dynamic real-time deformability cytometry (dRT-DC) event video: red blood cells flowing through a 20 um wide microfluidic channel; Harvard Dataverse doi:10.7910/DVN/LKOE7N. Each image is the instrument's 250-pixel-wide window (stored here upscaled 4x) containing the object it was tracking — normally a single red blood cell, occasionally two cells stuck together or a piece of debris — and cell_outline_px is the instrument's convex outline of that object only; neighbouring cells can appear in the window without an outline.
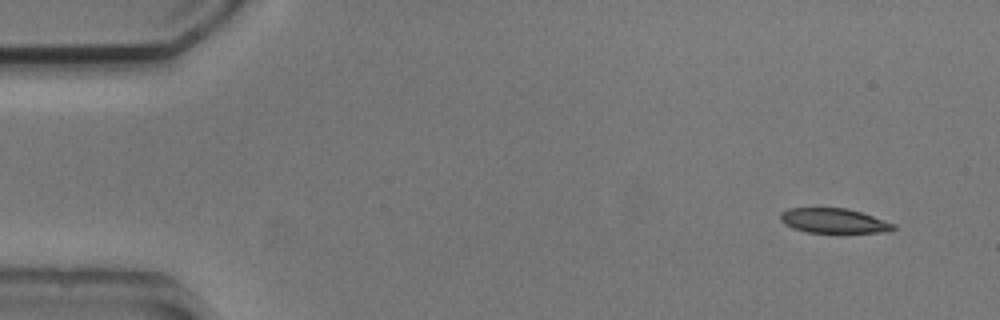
{"species": "common noctule bat (a hibernating species)", "species_latin": "Nyctalus noctula", "temperature_condition": "cold", "stored_images_in_passage": 50, "camera_frame_rate_fps": 3000, "um_per_image_px": 0.085, "animal": {"sex": "male", "body_mass_g": 20.5, "forearm_length_mm": 52.5}, "frame": {"image": 1, "passage_image": 1, "time_ms": 0.0, "image_size_px": [1000, 320], "cell_outline_px": [[896, 228], [888, 232], [840, 236], [808, 232], [792, 228], [784, 224], [780, 220], [780, 212], [788, 208], [848, 208], [896, 224]], "centroid_in_image_um": [70.91, 18.83], "position_along_channel_um": 14.1, "area_um2": 17.4}}
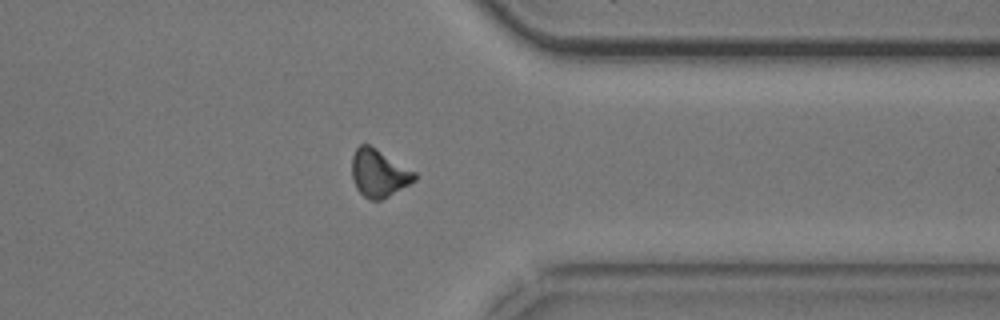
{"frame": {"image": 2, "passage_image": 39, "time_ms": 12.667, "image_size_px": [1000, 320], "cell_outline_px": [[416, 180], [388, 196], [380, 200], [372, 200], [364, 196], [356, 188], [352, 180], [352, 156], [356, 148], [360, 144], [368, 144], [376, 148], [416, 172]], "centroid_in_image_um": [32.18, 14.71], "position_along_channel_um": 379.2, "area_um2": 17.28}}
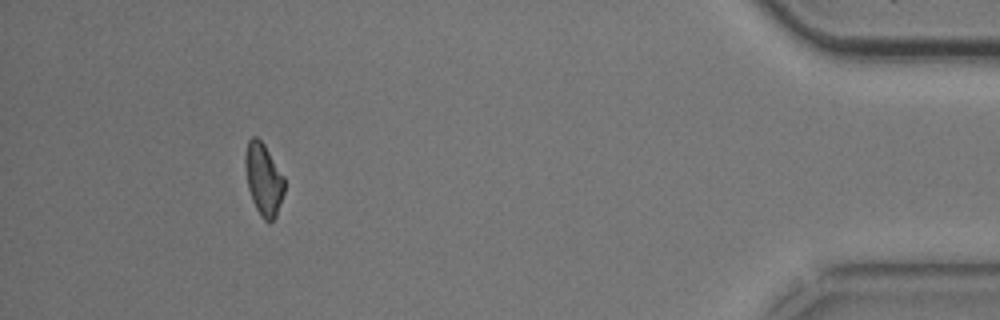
{"frame": {"image": 3, "passage_image": 46, "time_ms": 15.0, "image_size_px": [1000, 320], "cell_outline_px": [[284, 192], [276, 216], [268, 224], [260, 216], [252, 200], [248, 188], [244, 164], [244, 156], [248, 140], [252, 136], [256, 136], [264, 144], [284, 176]], "centroid_in_image_um": [22.39, 15.24], "position_along_channel_um": 412.8, "area_um2": 16.53}, "authors_computed_cell_mechanics": {"area_um2": 17.6579, "velocity_mm_per_s": 3.7937, "shape_relaxation_time_tau1_ms": 3.2372, "shape_relaxation_time_tau2_ms": null, "deformation_change_tau1": 0.1065, "deformation_change_tau2": null}}